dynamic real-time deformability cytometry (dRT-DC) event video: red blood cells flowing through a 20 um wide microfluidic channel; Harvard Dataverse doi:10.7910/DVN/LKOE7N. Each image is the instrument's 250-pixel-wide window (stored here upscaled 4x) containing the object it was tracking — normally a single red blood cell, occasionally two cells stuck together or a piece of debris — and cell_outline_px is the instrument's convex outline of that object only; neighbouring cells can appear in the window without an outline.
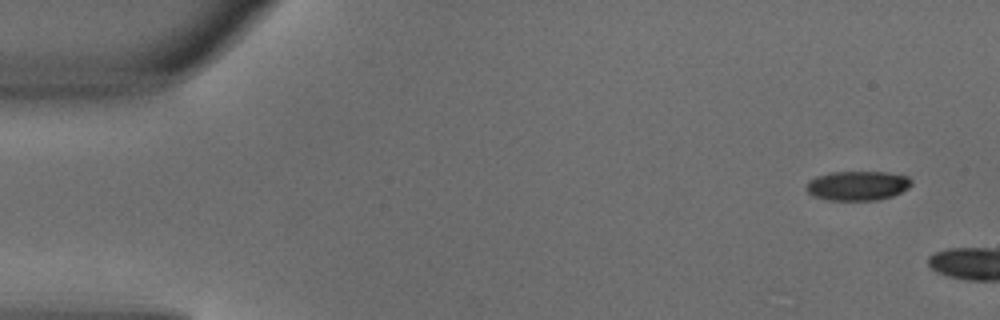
{"species": "common noctule bat (a hibernating species)", "species_latin": "Nyctalus noctula", "temperature_condition": "warm", "stored_images_in_passage": 2, "camera_frame_rate_fps": 3000, "um_per_image_px": 0.085, "animal": {"sex": "male", "body_mass_g": 18.8}, "frame": {"image": 1, "passage_image": 1, "time_ms": 0.0, "image_size_px": [1000, 320], "cell_outline_px": [[912, 184], [908, 188], [892, 196], [876, 200], [828, 200], [812, 196], [804, 188], [808, 180], [816, 176], [832, 172], [888, 172], [908, 176], [912, 180]], "centroid_in_image_um": [72.87, 15.78], "position_along_channel_um": 12.1, "area_um2": 18.21}}